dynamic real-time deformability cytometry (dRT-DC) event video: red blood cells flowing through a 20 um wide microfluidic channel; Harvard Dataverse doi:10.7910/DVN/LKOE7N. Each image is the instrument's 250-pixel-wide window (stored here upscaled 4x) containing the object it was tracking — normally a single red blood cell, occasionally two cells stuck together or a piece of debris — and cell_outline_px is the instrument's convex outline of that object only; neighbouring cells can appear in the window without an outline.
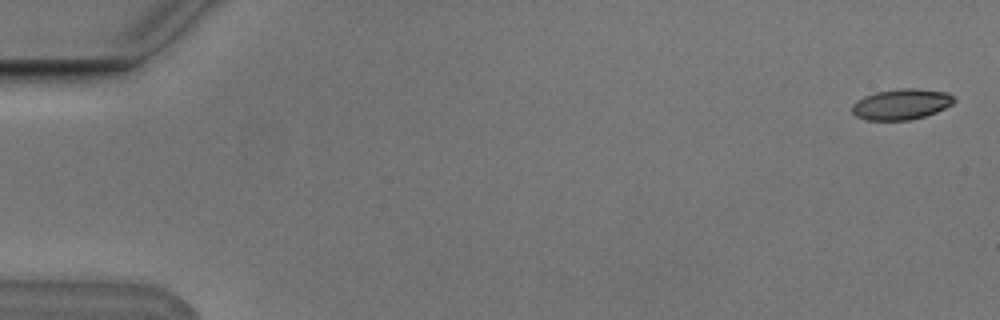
{"species": "Egyptian fruit bat (a non-hibernating species)", "species_latin": "Rousettus aegyptiacus", "temperature_condition": "cold", "stored_images_in_passage": 6, "camera_frame_rate_fps": 3000, "um_per_image_px": 0.085, "animal": {"sex": "male"}, "frame": {"image": 1, "passage_image": 1, "time_ms": 0.0, "image_size_px": [1000, 320], "cell_outline_px": [[956, 100], [952, 104], [936, 112], [924, 116], [908, 120], [868, 120], [856, 116], [852, 112], [852, 104], [856, 100], [864, 96], [876, 92], [900, 88], [916, 88], [948, 92]], "centroid_in_image_um": [76.6, 8.85], "position_along_channel_um": 8.4, "area_um2": 18.26}}
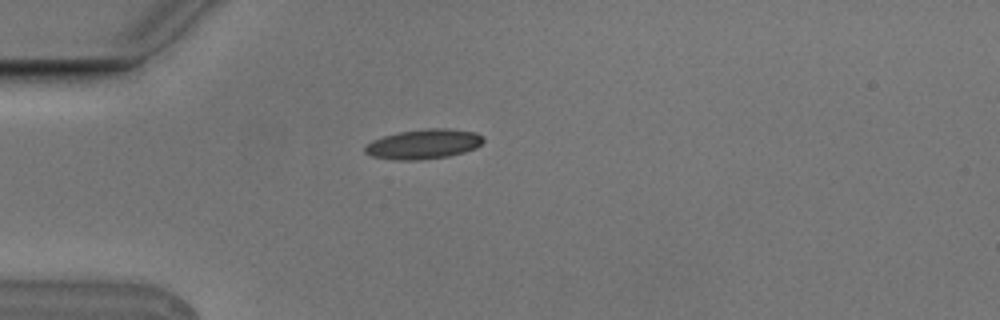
{"frame": {"image": 2, "passage_image": 5, "time_ms": 1.333, "image_size_px": [1000, 320], "cell_outline_px": [[484, 140], [476, 148], [464, 152], [448, 156], [420, 160], [392, 160], [372, 156], [364, 152], [364, 148], [372, 140], [384, 136], [400, 132], [424, 128], [448, 128], [476, 132], [484, 136]], "centroid_in_image_um": [36.02, 12.24], "position_along_channel_um": 49.0, "area_um2": 20.63}}